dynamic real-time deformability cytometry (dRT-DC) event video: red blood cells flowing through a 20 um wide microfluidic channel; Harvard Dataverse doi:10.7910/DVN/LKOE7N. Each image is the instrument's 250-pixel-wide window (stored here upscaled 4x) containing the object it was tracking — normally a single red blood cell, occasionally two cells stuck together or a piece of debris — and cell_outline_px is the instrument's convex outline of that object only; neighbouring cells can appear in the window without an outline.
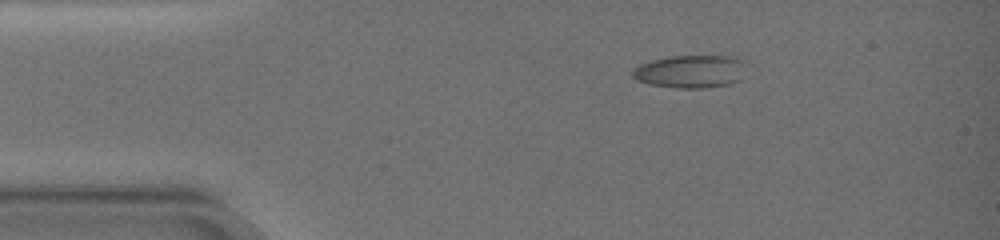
{"species": "common noctule bat (a hibernating species)", "species_latin": "Nyctalus noctula", "temperature_condition": "warm", "stored_images_in_passage": 4, "camera_frame_rate_fps": 3000, "um_per_image_px": 0.085, "animal": {"sex": "female", "body_mass_g": 19.0, "forearm_length_mm": 51.5}, "frame": {"image": 1, "passage_image": 1, "time_ms": 0.0, "image_size_px": [1000, 240], "cell_outline_px": [[752, 64], [740, 80], [732, 84], [704, 88], [676, 88], [648, 84], [636, 80], [632, 76], [632, 72], [640, 64], [652, 60], [668, 56], [736, 56]], "centroid_in_image_um": [58.82, 6.07], "position_along_channel_um": 26.2, "area_um2": 22.48}}
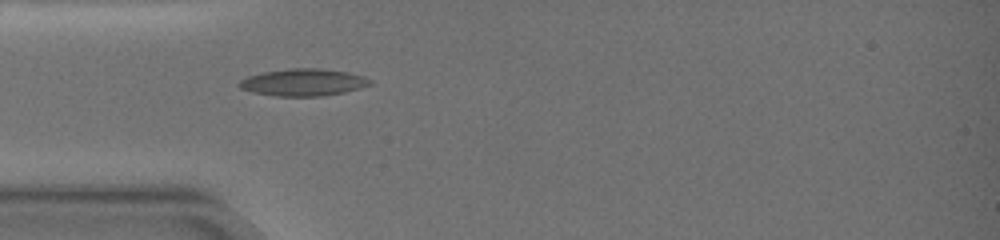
{"frame": {"image": 2, "passage_image": 4, "time_ms": 2.667, "image_size_px": [1000, 240], "cell_outline_px": [[372, 84], [360, 88], [344, 92], [324, 96], [276, 96], [252, 92], [240, 88], [236, 84], [240, 80], [248, 76], [264, 72], [292, 68], [320, 68], [348, 72], [364, 76], [372, 80]], "centroid_in_image_um": [25.79, 7.0], "position_along_channel_um": 59.2, "area_um2": 20.75}}